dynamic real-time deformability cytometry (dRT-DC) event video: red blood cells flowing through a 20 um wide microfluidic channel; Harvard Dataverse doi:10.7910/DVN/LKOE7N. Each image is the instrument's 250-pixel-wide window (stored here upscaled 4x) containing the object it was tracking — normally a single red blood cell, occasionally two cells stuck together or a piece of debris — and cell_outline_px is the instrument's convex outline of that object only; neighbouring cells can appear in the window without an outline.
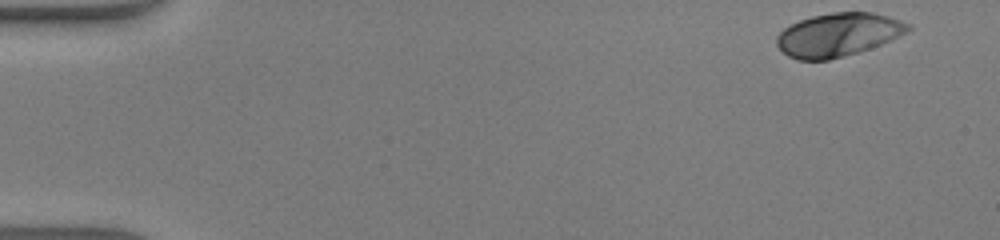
{"species": "human", "species_latin": "Homo sapiens", "temperature_condition": "warm", "stored_images_in_passage": 46, "camera_frame_rate_fps": 3000, "um_per_image_px": 0.085, "donor": {"sex": "male"}, "frame": {"image": 1, "passage_image": 1, "time_ms": 0.0, "image_size_px": [1000, 240], "cell_outline_px": [[912, 28], [908, 32], [880, 44], [856, 52], [828, 60], [796, 60], [788, 56], [776, 44], [776, 36], [784, 28], [800, 20], [812, 16], [832, 12], [872, 12], [888, 16], [912, 24]], "centroid_in_image_um": [71.24, 2.94], "position_along_channel_um": 13.8, "area_um2": 33.0}}
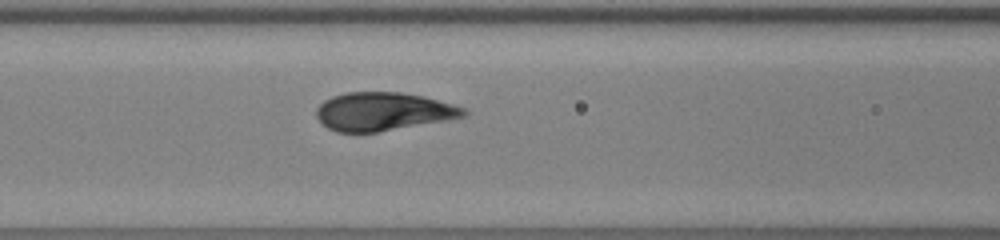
{"frame": {"image": 2, "passage_image": 19, "time_ms": 6.0, "image_size_px": [1000, 240], "cell_outline_px": [[468, 116], [448, 120], [376, 132], [336, 132], [328, 128], [316, 116], [316, 108], [324, 100], [332, 96], [348, 92], [400, 92], [424, 96], [452, 104], [464, 108], [468, 112]], "centroid_in_image_um": [32.58, 9.47], "position_along_channel_um": 134.0, "area_um2": 32.83}}
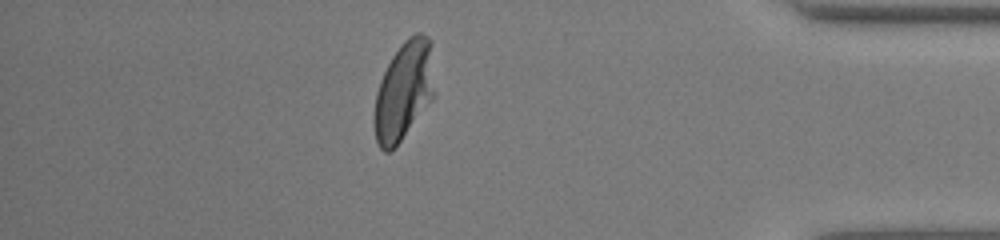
{"frame": {"image": 3, "passage_image": 40, "time_ms": 13.0, "image_size_px": [1000, 240], "cell_outline_px": [[432, 100], [400, 140], [388, 152], [384, 152], [380, 148], [376, 140], [372, 116], [376, 92], [380, 80], [392, 56], [400, 44], [408, 36], [416, 32], [420, 32], [428, 36], [432, 40]], "centroid_in_image_um": [34.29, 7.68], "position_along_channel_um": 400.9, "area_um2": 34.45}, "authors_computed_cell_mechanics": {"area_um2": 33.4662, "velocity_mm_per_s": 4.3306, "shape_relaxation_time_tau1_ms": 2.7506, "shape_relaxation_time_tau2_ms": null, "deformation_change_tau1": 0.1954, "deformation_change_tau2": null}}